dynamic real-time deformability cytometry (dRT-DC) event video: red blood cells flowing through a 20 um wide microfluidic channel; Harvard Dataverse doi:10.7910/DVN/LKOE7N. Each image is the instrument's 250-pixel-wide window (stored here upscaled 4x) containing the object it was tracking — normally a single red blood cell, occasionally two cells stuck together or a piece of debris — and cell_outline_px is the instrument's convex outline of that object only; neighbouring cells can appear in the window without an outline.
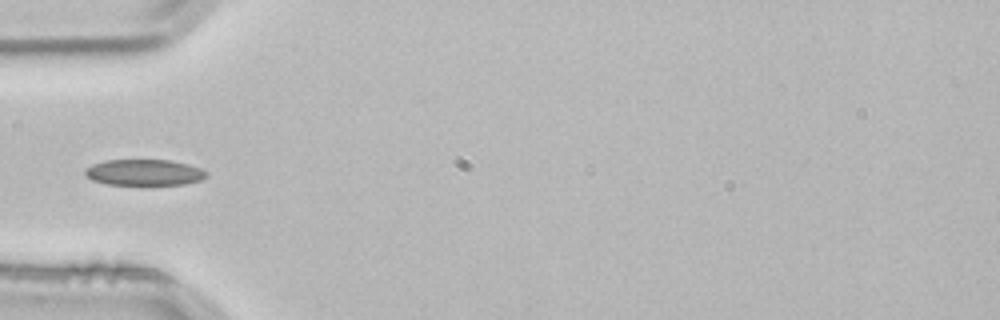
{"species": "common noctule bat (a hibernating species)", "species_latin": "Nyctalus noctula", "temperature_condition": "room temperature", "stored_images_in_passage": 3, "camera_frame_rate_fps": 3000, "um_per_image_px": 0.085, "animal": {"sex": "male", "body_mass_g": 21.5, "forearm_length_mm": 52.0}, "frame": {"image": 1, "passage_image": 3, "time_ms": 0.667, "image_size_px": [1000, 320], "cell_outline_px": [[208, 176], [200, 180], [184, 184], [108, 184], [92, 180], [84, 172], [84, 168], [92, 164], [104, 160], [168, 160], [188, 164], [200, 168], [208, 172]], "centroid_in_image_um": [12.26, 14.64], "position_along_channel_um": 72.7, "area_um2": 18.32}}